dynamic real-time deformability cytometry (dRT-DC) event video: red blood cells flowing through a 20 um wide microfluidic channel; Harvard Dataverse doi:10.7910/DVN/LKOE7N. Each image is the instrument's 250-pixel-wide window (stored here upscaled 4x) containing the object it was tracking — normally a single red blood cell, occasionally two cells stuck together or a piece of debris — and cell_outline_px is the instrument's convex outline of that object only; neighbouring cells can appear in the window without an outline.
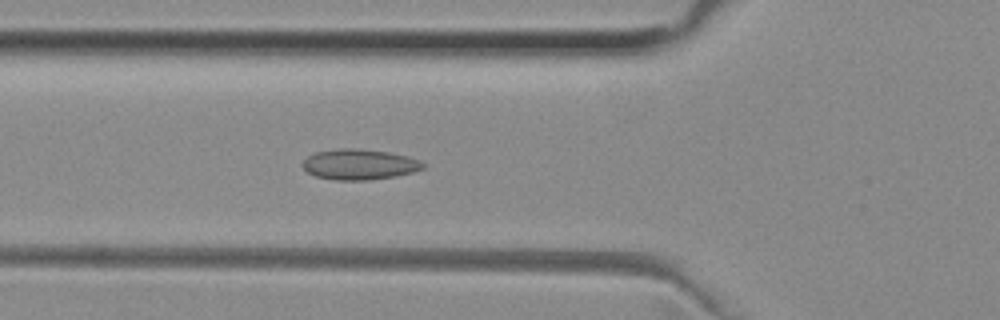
{"species": "common noctule bat (a hibernating species)", "species_latin": "Nyctalus noctula", "temperature_condition": "room temperature", "stored_images_in_passage": 51, "camera_frame_rate_fps": 3000, "um_per_image_px": 0.085, "animal": {"sex": "female", "body_mass_g": 29.2, "forearm_length_mm": 56.3}, "frame": {"image": 1, "passage_image": 18, "time_ms": 5.667, "image_size_px": [1000, 320], "cell_outline_px": [[428, 164], [424, 168], [412, 172], [396, 176], [368, 180], [332, 180], [316, 176], [308, 172], [300, 164], [308, 156], [316, 152], [340, 148], [360, 148], [388, 152], [408, 156], [420, 160]], "centroid_in_image_um": [30.57, 13.97], "position_along_channel_um": 95.2, "area_um2": 21.62}}
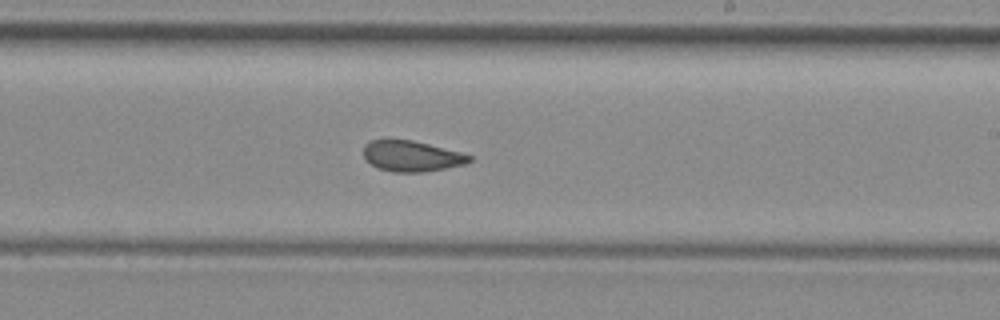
{"frame": {"image": 2, "passage_image": 30, "time_ms": 9.667, "image_size_px": [1000, 320], "cell_outline_px": [[472, 160], [464, 164], [424, 172], [392, 172], [380, 168], [364, 160], [364, 144], [372, 140], [412, 140], [460, 152], [472, 156]], "centroid_in_image_um": [34.97, 13.27], "position_along_channel_um": 254.0, "area_um2": 18.73}}
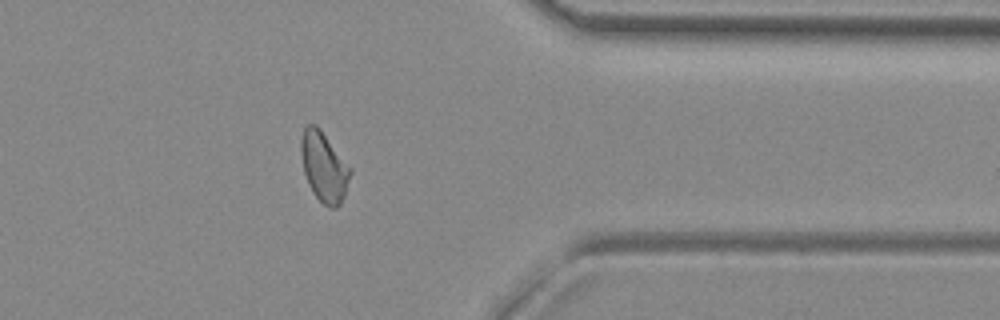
{"frame": {"image": 3, "passage_image": 41, "time_ms": 13.333, "image_size_px": [1000, 320], "cell_outline_px": [[352, 172], [344, 196], [340, 204], [336, 208], [332, 208], [324, 204], [312, 192], [308, 184], [304, 172], [300, 152], [300, 140], [304, 128], [308, 124], [316, 124], [320, 128], [352, 168]], "centroid_in_image_um": [27.54, 14.16], "position_along_channel_um": 383.9, "area_um2": 20.17}, "authors_computed_cell_mechanics": {"area_um2": 19.941, "velocity_mm_per_s": 3.9703, "shape_relaxation_time_tau1_ms": null, "shape_relaxation_time_tau2_ms": 2.3233, "deformation_change_tau1": null, "deformation_change_tau2": 0.0654}}